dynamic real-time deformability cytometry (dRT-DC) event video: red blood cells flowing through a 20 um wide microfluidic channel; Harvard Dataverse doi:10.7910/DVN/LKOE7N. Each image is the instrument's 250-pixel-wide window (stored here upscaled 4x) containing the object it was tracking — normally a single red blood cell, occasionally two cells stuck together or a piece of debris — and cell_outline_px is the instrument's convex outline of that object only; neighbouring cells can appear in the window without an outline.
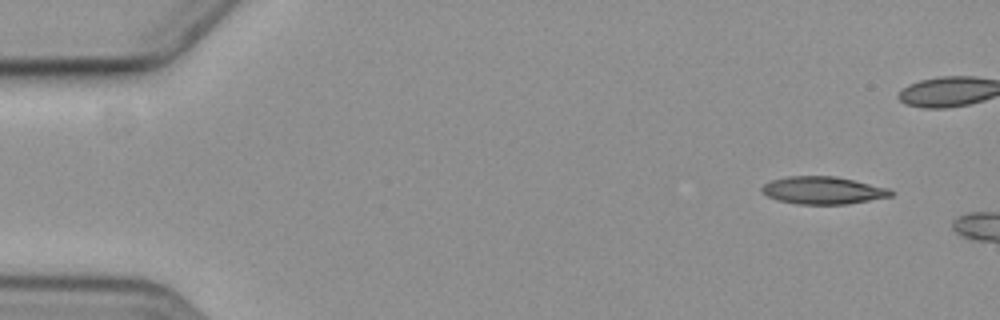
{"species": "common noctule bat (a hibernating species)", "species_latin": "Nyctalus noctula", "temperature_condition": "cold", "stored_images_in_passage": 3, "camera_frame_rate_fps": 3000, "um_per_image_px": 0.085, "animal": {"sex": "female", "body_mass_g": 19.3, "forearm_length_mm": 54.1}, "frame": {"image": 1, "passage_image": 1, "time_ms": 0.0, "image_size_px": [1000, 320], "cell_outline_px": [[892, 196], [844, 204], [796, 204], [780, 200], [768, 196], [760, 192], [760, 188], [764, 184], [772, 180], [788, 176], [836, 176], [888, 188], [892, 192]], "centroid_in_image_um": [69.91, 16.17], "position_along_channel_um": 15.1, "area_um2": 20.46}}